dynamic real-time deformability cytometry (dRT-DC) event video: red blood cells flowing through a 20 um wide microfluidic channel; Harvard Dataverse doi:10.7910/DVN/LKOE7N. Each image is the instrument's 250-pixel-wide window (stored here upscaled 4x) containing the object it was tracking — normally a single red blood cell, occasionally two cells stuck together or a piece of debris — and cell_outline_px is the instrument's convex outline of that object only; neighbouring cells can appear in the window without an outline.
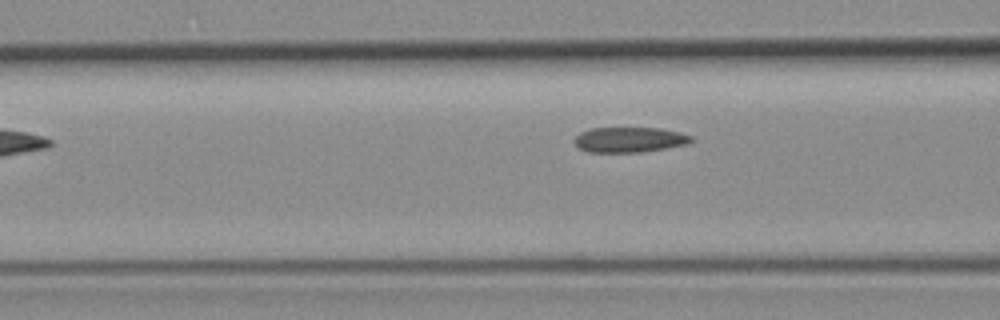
{"species": "common noctule bat (a hibernating species)", "species_latin": "Nyctalus noctula", "temperature_condition": "room temperature", "stored_images_in_passage": 3, "camera_frame_rate_fps": 3000, "um_per_image_px": 0.085, "animal": {"sex": "female", "body_mass_g": 19.3, "forearm_length_mm": 54.1}, "frame": {"image": 1, "passage_image": 3, "time_ms": 0.667, "image_size_px": [1000, 320], "cell_outline_px": [[696, 140], [688, 144], [640, 152], [588, 152], [580, 148], [576, 144], [576, 136], [580, 132], [592, 128], [660, 128], [680, 132], [692, 136]], "centroid_in_image_um": [53.56, 11.87], "position_along_channel_um": 113.0, "area_um2": 17.11}}